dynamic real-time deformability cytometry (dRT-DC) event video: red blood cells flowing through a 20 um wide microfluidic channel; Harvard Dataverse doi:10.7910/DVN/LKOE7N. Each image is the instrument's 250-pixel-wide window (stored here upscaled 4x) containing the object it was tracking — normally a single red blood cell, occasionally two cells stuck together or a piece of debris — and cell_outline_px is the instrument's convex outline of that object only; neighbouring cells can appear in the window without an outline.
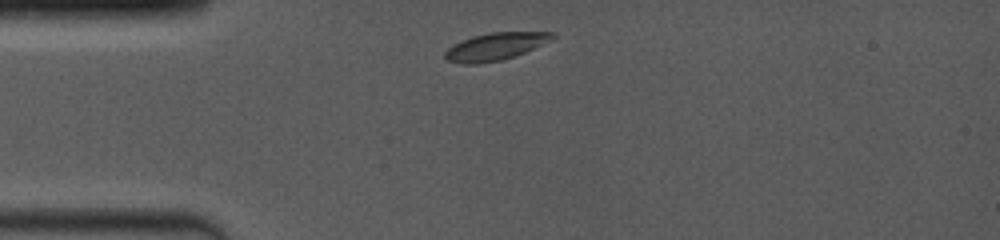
{"species": "common noctule bat (a hibernating species)", "species_latin": "Nyctalus noctula", "temperature_condition": "room temperature", "stored_images_in_passage": 22, "camera_frame_rate_fps": 4000, "um_per_image_px": 0.085, "animal": {"sex": "female", "body_mass_g": 19.0, "forearm_length_mm": 53.3}, "frame": {"image": 1, "passage_image": 1, "time_ms": 0.0, "image_size_px": [1000, 240], "cell_outline_px": [[556, 36], [552, 40], [524, 52], [500, 60], [480, 64], [460, 64], [448, 60], [444, 56], [444, 52], [448, 48], [472, 36], [488, 32], [556, 32]], "centroid_in_image_um": [42.11, 3.95], "position_along_channel_um": 42.9, "area_um2": 16.99}}
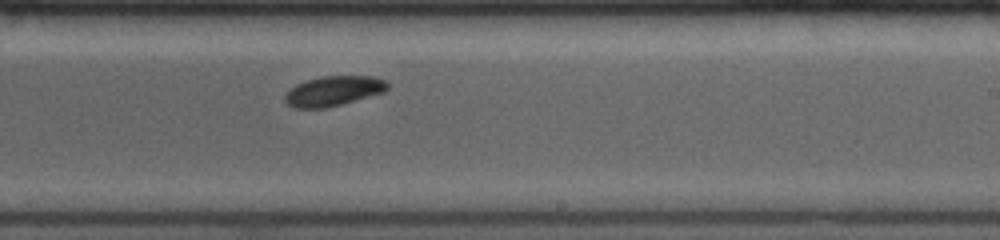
{"frame": {"image": 2, "passage_image": 13, "time_ms": 6.0, "image_size_px": [1000, 240], "cell_outline_px": [[388, 88], [384, 92], [340, 104], [324, 108], [296, 108], [288, 104], [284, 100], [284, 96], [296, 84], [320, 76], [372, 76], [388, 80]], "centroid_in_image_um": [28.37, 7.72], "position_along_channel_um": 260.6, "area_um2": 17.69}}
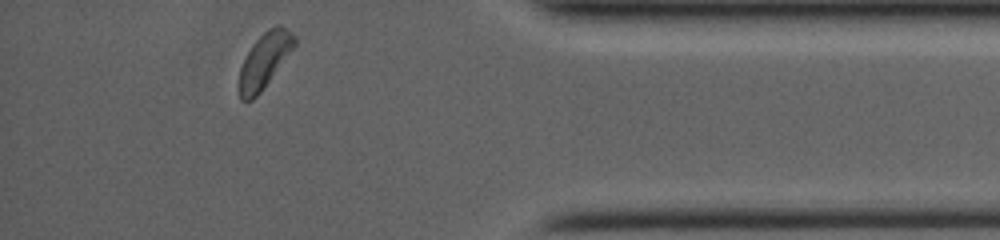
{"frame": {"image": 3, "passage_image": 22, "time_ms": 10.25, "image_size_px": [1000, 240], "cell_outline_px": [[296, 44], [260, 92], [252, 100], [240, 100], [236, 88], [236, 84], [240, 68], [252, 44], [268, 28], [280, 24], [292, 32], [296, 36]], "centroid_in_image_um": [22.43, 5.15], "position_along_channel_um": 412.8, "area_um2": 17.74}, "authors_computed_cell_mechanics": {"area_um2": 17.7157, "velocity_mm_per_s": 4.0104, "shape_relaxation_time_tau1_ms": 1.3665, "shape_relaxation_time_tau2_ms": null, "deformation_change_tau1": 0.0723, "deformation_change_tau2": null}}